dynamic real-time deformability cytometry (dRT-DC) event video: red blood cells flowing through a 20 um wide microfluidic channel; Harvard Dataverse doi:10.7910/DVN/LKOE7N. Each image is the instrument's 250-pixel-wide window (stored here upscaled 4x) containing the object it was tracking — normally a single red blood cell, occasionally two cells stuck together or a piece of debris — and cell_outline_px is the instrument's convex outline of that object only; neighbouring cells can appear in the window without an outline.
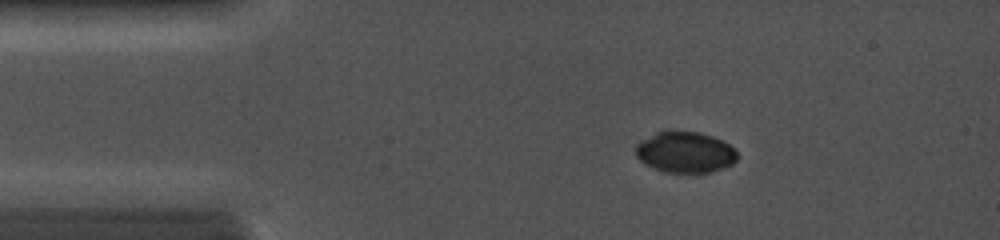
{"species": "common noctule bat (a hibernating species)", "species_latin": "Nyctalus noctula", "temperature_condition": "cold", "stored_images_in_passage": 20, "camera_frame_rate_fps": 5000, "um_per_image_px": 0.085, "animal": {"sex": "female", "body_mass_g": 19.0, "forearm_length_mm": 56.7}, "frame": {"image": 1, "passage_image": 7, "time_ms": 1.6, "image_size_px": [1000, 240], "cell_outline_px": [[740, 156], [732, 164], [724, 168], [712, 172], [664, 172], [644, 164], [636, 156], [636, 144], [640, 140], [656, 132], [700, 132], [712, 136], [728, 144]], "centroid_in_image_um": [58.23, 12.95], "position_along_channel_um": 26.8, "area_um2": 24.16}}
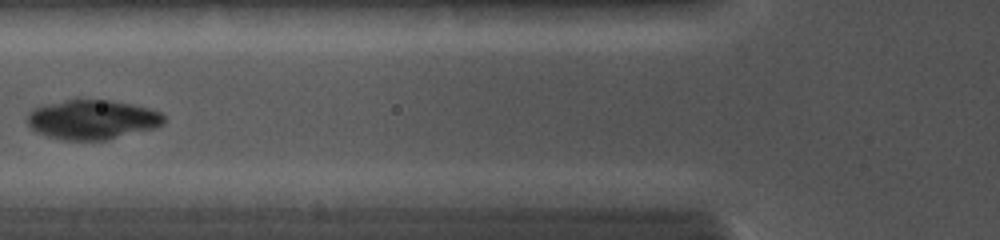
{"frame": {"image": 2, "passage_image": 14, "time_ms": 4.8, "image_size_px": [1000, 240], "cell_outline_px": [[164, 124], [156, 128], [104, 140], [64, 140], [48, 136], [36, 132], [28, 124], [28, 112], [32, 108], [40, 104], [64, 100], [108, 100], [132, 104], [148, 108], [160, 112], [164, 116]], "centroid_in_image_um": [7.82, 10.16], "position_along_channel_um": 118.0, "area_um2": 31.5}}
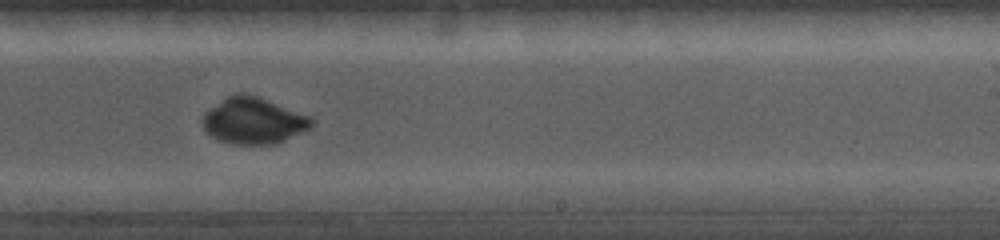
{"frame": {"image": 3, "passage_image": 19, "time_ms": 8.2, "image_size_px": [1000, 240], "cell_outline_px": [[312, 124], [308, 128], [276, 144], [232, 144], [220, 140], [212, 136], [204, 128], [204, 112], [228, 96], [256, 96], [308, 116], [312, 120]], "centroid_in_image_um": [21.52, 10.3], "position_along_channel_um": 267.5, "area_um2": 28.09}}